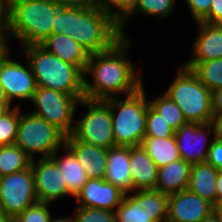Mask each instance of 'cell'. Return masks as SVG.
<instances>
[{"label": "cell", "instance_id": "1", "mask_svg": "<svg viewBox=\"0 0 222 222\" xmlns=\"http://www.w3.org/2000/svg\"><path fill=\"white\" fill-rule=\"evenodd\" d=\"M132 42L131 37L122 36L109 49L90 54L84 72L85 99L106 100L127 96L143 86V71L128 55Z\"/></svg>", "mask_w": 222, "mask_h": 222}, {"label": "cell", "instance_id": "2", "mask_svg": "<svg viewBox=\"0 0 222 222\" xmlns=\"http://www.w3.org/2000/svg\"><path fill=\"white\" fill-rule=\"evenodd\" d=\"M29 62L37 87H44L74 96L78 101L84 96V72L75 65L64 62L40 45L20 47Z\"/></svg>", "mask_w": 222, "mask_h": 222}, {"label": "cell", "instance_id": "3", "mask_svg": "<svg viewBox=\"0 0 222 222\" xmlns=\"http://www.w3.org/2000/svg\"><path fill=\"white\" fill-rule=\"evenodd\" d=\"M60 5L50 0H14L10 3L8 44L15 39L20 47L40 45L52 34Z\"/></svg>", "mask_w": 222, "mask_h": 222}, {"label": "cell", "instance_id": "4", "mask_svg": "<svg viewBox=\"0 0 222 222\" xmlns=\"http://www.w3.org/2000/svg\"><path fill=\"white\" fill-rule=\"evenodd\" d=\"M143 86L127 96L103 100L109 107L115 146L133 147L142 144L147 122L148 94Z\"/></svg>", "mask_w": 222, "mask_h": 222}, {"label": "cell", "instance_id": "5", "mask_svg": "<svg viewBox=\"0 0 222 222\" xmlns=\"http://www.w3.org/2000/svg\"><path fill=\"white\" fill-rule=\"evenodd\" d=\"M69 30L67 35L90 54L109 49L122 37L119 25L96 6L70 8Z\"/></svg>", "mask_w": 222, "mask_h": 222}, {"label": "cell", "instance_id": "6", "mask_svg": "<svg viewBox=\"0 0 222 222\" xmlns=\"http://www.w3.org/2000/svg\"><path fill=\"white\" fill-rule=\"evenodd\" d=\"M163 92L182 110L187 122L210 123L212 112L211 91L196 74L183 64Z\"/></svg>", "mask_w": 222, "mask_h": 222}, {"label": "cell", "instance_id": "7", "mask_svg": "<svg viewBox=\"0 0 222 222\" xmlns=\"http://www.w3.org/2000/svg\"><path fill=\"white\" fill-rule=\"evenodd\" d=\"M20 117L15 145L19 146L32 160L50 158L65 144V135L54 125L30 111H23Z\"/></svg>", "mask_w": 222, "mask_h": 222}, {"label": "cell", "instance_id": "8", "mask_svg": "<svg viewBox=\"0 0 222 222\" xmlns=\"http://www.w3.org/2000/svg\"><path fill=\"white\" fill-rule=\"evenodd\" d=\"M84 107L81 118L74 120L71 136L83 143L109 149L115 146L110 107L103 100L82 99L77 107Z\"/></svg>", "mask_w": 222, "mask_h": 222}, {"label": "cell", "instance_id": "9", "mask_svg": "<svg viewBox=\"0 0 222 222\" xmlns=\"http://www.w3.org/2000/svg\"><path fill=\"white\" fill-rule=\"evenodd\" d=\"M78 102L72 95L53 89L37 87L32 100L29 102L35 109L30 112L54 125L65 136H69L74 128L76 112L79 113L77 111Z\"/></svg>", "mask_w": 222, "mask_h": 222}, {"label": "cell", "instance_id": "10", "mask_svg": "<svg viewBox=\"0 0 222 222\" xmlns=\"http://www.w3.org/2000/svg\"><path fill=\"white\" fill-rule=\"evenodd\" d=\"M168 198L156 190L126 193L116 208L115 222H166Z\"/></svg>", "mask_w": 222, "mask_h": 222}, {"label": "cell", "instance_id": "11", "mask_svg": "<svg viewBox=\"0 0 222 222\" xmlns=\"http://www.w3.org/2000/svg\"><path fill=\"white\" fill-rule=\"evenodd\" d=\"M37 202L31 166L0 177V211L15 219Z\"/></svg>", "mask_w": 222, "mask_h": 222}, {"label": "cell", "instance_id": "12", "mask_svg": "<svg viewBox=\"0 0 222 222\" xmlns=\"http://www.w3.org/2000/svg\"><path fill=\"white\" fill-rule=\"evenodd\" d=\"M11 51L9 48L0 58V84L11 104L18 100L29 104L37 89L36 79L27 59L23 56L22 60H26L23 64V61L13 58Z\"/></svg>", "mask_w": 222, "mask_h": 222}, {"label": "cell", "instance_id": "13", "mask_svg": "<svg viewBox=\"0 0 222 222\" xmlns=\"http://www.w3.org/2000/svg\"><path fill=\"white\" fill-rule=\"evenodd\" d=\"M174 138L181 159L191 165L203 163L214 140L213 128L210 123L187 122L175 132Z\"/></svg>", "mask_w": 222, "mask_h": 222}, {"label": "cell", "instance_id": "14", "mask_svg": "<svg viewBox=\"0 0 222 222\" xmlns=\"http://www.w3.org/2000/svg\"><path fill=\"white\" fill-rule=\"evenodd\" d=\"M31 168L39 202L52 204L62 197L72 196L61 171L51 158L34 159L31 162Z\"/></svg>", "mask_w": 222, "mask_h": 222}, {"label": "cell", "instance_id": "15", "mask_svg": "<svg viewBox=\"0 0 222 222\" xmlns=\"http://www.w3.org/2000/svg\"><path fill=\"white\" fill-rule=\"evenodd\" d=\"M213 214V205L188 189L169 195L166 222H200Z\"/></svg>", "mask_w": 222, "mask_h": 222}, {"label": "cell", "instance_id": "16", "mask_svg": "<svg viewBox=\"0 0 222 222\" xmlns=\"http://www.w3.org/2000/svg\"><path fill=\"white\" fill-rule=\"evenodd\" d=\"M124 194L118 187L104 179H88L74 198L77 201L76 206L115 212Z\"/></svg>", "mask_w": 222, "mask_h": 222}, {"label": "cell", "instance_id": "17", "mask_svg": "<svg viewBox=\"0 0 222 222\" xmlns=\"http://www.w3.org/2000/svg\"><path fill=\"white\" fill-rule=\"evenodd\" d=\"M198 30L192 43L191 57L185 62H205L222 58V25L196 22Z\"/></svg>", "mask_w": 222, "mask_h": 222}, {"label": "cell", "instance_id": "18", "mask_svg": "<svg viewBox=\"0 0 222 222\" xmlns=\"http://www.w3.org/2000/svg\"><path fill=\"white\" fill-rule=\"evenodd\" d=\"M65 145L74 153L88 179H104L107 168V149L83 143L71 135L65 137Z\"/></svg>", "mask_w": 222, "mask_h": 222}, {"label": "cell", "instance_id": "19", "mask_svg": "<svg viewBox=\"0 0 222 222\" xmlns=\"http://www.w3.org/2000/svg\"><path fill=\"white\" fill-rule=\"evenodd\" d=\"M130 147L113 146L107 149V168L104 180L118 187L122 192H133L130 171Z\"/></svg>", "mask_w": 222, "mask_h": 222}, {"label": "cell", "instance_id": "20", "mask_svg": "<svg viewBox=\"0 0 222 222\" xmlns=\"http://www.w3.org/2000/svg\"><path fill=\"white\" fill-rule=\"evenodd\" d=\"M40 46L64 62L78 66L85 72L90 53L69 35L52 33Z\"/></svg>", "mask_w": 222, "mask_h": 222}, {"label": "cell", "instance_id": "21", "mask_svg": "<svg viewBox=\"0 0 222 222\" xmlns=\"http://www.w3.org/2000/svg\"><path fill=\"white\" fill-rule=\"evenodd\" d=\"M130 171L133 191L155 190L158 167L146 150L139 146L130 147Z\"/></svg>", "mask_w": 222, "mask_h": 222}, {"label": "cell", "instance_id": "22", "mask_svg": "<svg viewBox=\"0 0 222 222\" xmlns=\"http://www.w3.org/2000/svg\"><path fill=\"white\" fill-rule=\"evenodd\" d=\"M63 152L64 155L61 156ZM50 158L57 164L61 171L69 193L75 197L83 185L88 181V176L84 168L81 166L74 153L65 144Z\"/></svg>", "mask_w": 222, "mask_h": 222}, {"label": "cell", "instance_id": "23", "mask_svg": "<svg viewBox=\"0 0 222 222\" xmlns=\"http://www.w3.org/2000/svg\"><path fill=\"white\" fill-rule=\"evenodd\" d=\"M191 164L183 159L158 168L155 190L166 195L186 190L189 184Z\"/></svg>", "mask_w": 222, "mask_h": 222}, {"label": "cell", "instance_id": "24", "mask_svg": "<svg viewBox=\"0 0 222 222\" xmlns=\"http://www.w3.org/2000/svg\"><path fill=\"white\" fill-rule=\"evenodd\" d=\"M218 171L207 162L192 164L187 189L216 206Z\"/></svg>", "mask_w": 222, "mask_h": 222}, {"label": "cell", "instance_id": "25", "mask_svg": "<svg viewBox=\"0 0 222 222\" xmlns=\"http://www.w3.org/2000/svg\"><path fill=\"white\" fill-rule=\"evenodd\" d=\"M176 4V0H136L132 12L119 24L121 36L129 37L125 30L131 17L135 15L137 17L141 14L142 16L154 17L159 22V20L170 18L175 13Z\"/></svg>", "mask_w": 222, "mask_h": 222}, {"label": "cell", "instance_id": "26", "mask_svg": "<svg viewBox=\"0 0 222 222\" xmlns=\"http://www.w3.org/2000/svg\"><path fill=\"white\" fill-rule=\"evenodd\" d=\"M141 145L158 168L181 159L174 136L144 137Z\"/></svg>", "mask_w": 222, "mask_h": 222}, {"label": "cell", "instance_id": "27", "mask_svg": "<svg viewBox=\"0 0 222 222\" xmlns=\"http://www.w3.org/2000/svg\"><path fill=\"white\" fill-rule=\"evenodd\" d=\"M199 80L212 92L222 88V58L205 62H183Z\"/></svg>", "mask_w": 222, "mask_h": 222}, {"label": "cell", "instance_id": "28", "mask_svg": "<svg viewBox=\"0 0 222 222\" xmlns=\"http://www.w3.org/2000/svg\"><path fill=\"white\" fill-rule=\"evenodd\" d=\"M32 159L17 145L0 146V177L31 166Z\"/></svg>", "mask_w": 222, "mask_h": 222}, {"label": "cell", "instance_id": "29", "mask_svg": "<svg viewBox=\"0 0 222 222\" xmlns=\"http://www.w3.org/2000/svg\"><path fill=\"white\" fill-rule=\"evenodd\" d=\"M149 101V105L157 111L162 119L176 132L187 123L182 110L164 92Z\"/></svg>", "mask_w": 222, "mask_h": 222}, {"label": "cell", "instance_id": "30", "mask_svg": "<svg viewBox=\"0 0 222 222\" xmlns=\"http://www.w3.org/2000/svg\"><path fill=\"white\" fill-rule=\"evenodd\" d=\"M0 118V146L15 144L20 117V102Z\"/></svg>", "mask_w": 222, "mask_h": 222}, {"label": "cell", "instance_id": "31", "mask_svg": "<svg viewBox=\"0 0 222 222\" xmlns=\"http://www.w3.org/2000/svg\"><path fill=\"white\" fill-rule=\"evenodd\" d=\"M135 3L136 0H96V7L119 25L132 12Z\"/></svg>", "mask_w": 222, "mask_h": 222}, {"label": "cell", "instance_id": "32", "mask_svg": "<svg viewBox=\"0 0 222 222\" xmlns=\"http://www.w3.org/2000/svg\"><path fill=\"white\" fill-rule=\"evenodd\" d=\"M174 134L175 131L162 119L161 115L148 105L145 137L167 138Z\"/></svg>", "mask_w": 222, "mask_h": 222}, {"label": "cell", "instance_id": "33", "mask_svg": "<svg viewBox=\"0 0 222 222\" xmlns=\"http://www.w3.org/2000/svg\"><path fill=\"white\" fill-rule=\"evenodd\" d=\"M74 209V222H115L114 211L80 206Z\"/></svg>", "mask_w": 222, "mask_h": 222}, {"label": "cell", "instance_id": "34", "mask_svg": "<svg viewBox=\"0 0 222 222\" xmlns=\"http://www.w3.org/2000/svg\"><path fill=\"white\" fill-rule=\"evenodd\" d=\"M51 205L50 203L38 201L19 214L14 219V222H49L52 217Z\"/></svg>", "mask_w": 222, "mask_h": 222}, {"label": "cell", "instance_id": "35", "mask_svg": "<svg viewBox=\"0 0 222 222\" xmlns=\"http://www.w3.org/2000/svg\"><path fill=\"white\" fill-rule=\"evenodd\" d=\"M211 1L212 0H185L195 23L203 21L209 15Z\"/></svg>", "mask_w": 222, "mask_h": 222}, {"label": "cell", "instance_id": "36", "mask_svg": "<svg viewBox=\"0 0 222 222\" xmlns=\"http://www.w3.org/2000/svg\"><path fill=\"white\" fill-rule=\"evenodd\" d=\"M70 24V8L61 7L55 18V26L52 28V33H61L67 35Z\"/></svg>", "mask_w": 222, "mask_h": 222}, {"label": "cell", "instance_id": "37", "mask_svg": "<svg viewBox=\"0 0 222 222\" xmlns=\"http://www.w3.org/2000/svg\"><path fill=\"white\" fill-rule=\"evenodd\" d=\"M10 22V2L8 0H0V37L8 42Z\"/></svg>", "mask_w": 222, "mask_h": 222}, {"label": "cell", "instance_id": "38", "mask_svg": "<svg viewBox=\"0 0 222 222\" xmlns=\"http://www.w3.org/2000/svg\"><path fill=\"white\" fill-rule=\"evenodd\" d=\"M206 162L218 170H222V141L213 140L208 151Z\"/></svg>", "mask_w": 222, "mask_h": 222}, {"label": "cell", "instance_id": "39", "mask_svg": "<svg viewBox=\"0 0 222 222\" xmlns=\"http://www.w3.org/2000/svg\"><path fill=\"white\" fill-rule=\"evenodd\" d=\"M205 23L222 25V0H212L209 15L203 20Z\"/></svg>", "mask_w": 222, "mask_h": 222}, {"label": "cell", "instance_id": "40", "mask_svg": "<svg viewBox=\"0 0 222 222\" xmlns=\"http://www.w3.org/2000/svg\"><path fill=\"white\" fill-rule=\"evenodd\" d=\"M64 8H85L96 6V0H50Z\"/></svg>", "mask_w": 222, "mask_h": 222}, {"label": "cell", "instance_id": "41", "mask_svg": "<svg viewBox=\"0 0 222 222\" xmlns=\"http://www.w3.org/2000/svg\"><path fill=\"white\" fill-rule=\"evenodd\" d=\"M210 124L213 128L214 139L222 141V113L213 114Z\"/></svg>", "mask_w": 222, "mask_h": 222}, {"label": "cell", "instance_id": "42", "mask_svg": "<svg viewBox=\"0 0 222 222\" xmlns=\"http://www.w3.org/2000/svg\"><path fill=\"white\" fill-rule=\"evenodd\" d=\"M212 112L213 114L222 113V88L211 92Z\"/></svg>", "mask_w": 222, "mask_h": 222}, {"label": "cell", "instance_id": "43", "mask_svg": "<svg viewBox=\"0 0 222 222\" xmlns=\"http://www.w3.org/2000/svg\"><path fill=\"white\" fill-rule=\"evenodd\" d=\"M222 204V170L218 171L216 182V205Z\"/></svg>", "mask_w": 222, "mask_h": 222}, {"label": "cell", "instance_id": "44", "mask_svg": "<svg viewBox=\"0 0 222 222\" xmlns=\"http://www.w3.org/2000/svg\"><path fill=\"white\" fill-rule=\"evenodd\" d=\"M14 104L11 103H0V118L7 114L12 108Z\"/></svg>", "mask_w": 222, "mask_h": 222}, {"label": "cell", "instance_id": "45", "mask_svg": "<svg viewBox=\"0 0 222 222\" xmlns=\"http://www.w3.org/2000/svg\"><path fill=\"white\" fill-rule=\"evenodd\" d=\"M213 215L218 222H222V204L213 206Z\"/></svg>", "mask_w": 222, "mask_h": 222}, {"label": "cell", "instance_id": "46", "mask_svg": "<svg viewBox=\"0 0 222 222\" xmlns=\"http://www.w3.org/2000/svg\"><path fill=\"white\" fill-rule=\"evenodd\" d=\"M49 222H74V219H73V214L72 215H70V216H68V217H53V215H52V217L50 218V220H49Z\"/></svg>", "mask_w": 222, "mask_h": 222}, {"label": "cell", "instance_id": "47", "mask_svg": "<svg viewBox=\"0 0 222 222\" xmlns=\"http://www.w3.org/2000/svg\"><path fill=\"white\" fill-rule=\"evenodd\" d=\"M10 48L8 42L0 37V58L5 54V52Z\"/></svg>", "mask_w": 222, "mask_h": 222}, {"label": "cell", "instance_id": "48", "mask_svg": "<svg viewBox=\"0 0 222 222\" xmlns=\"http://www.w3.org/2000/svg\"><path fill=\"white\" fill-rule=\"evenodd\" d=\"M0 103H10L1 84H0Z\"/></svg>", "mask_w": 222, "mask_h": 222}, {"label": "cell", "instance_id": "49", "mask_svg": "<svg viewBox=\"0 0 222 222\" xmlns=\"http://www.w3.org/2000/svg\"><path fill=\"white\" fill-rule=\"evenodd\" d=\"M0 222H14V219L0 211Z\"/></svg>", "mask_w": 222, "mask_h": 222}, {"label": "cell", "instance_id": "50", "mask_svg": "<svg viewBox=\"0 0 222 222\" xmlns=\"http://www.w3.org/2000/svg\"><path fill=\"white\" fill-rule=\"evenodd\" d=\"M200 222H218L217 219L215 218V216L212 214L209 218L204 219Z\"/></svg>", "mask_w": 222, "mask_h": 222}]
</instances>
